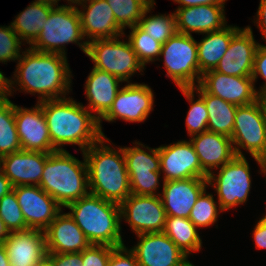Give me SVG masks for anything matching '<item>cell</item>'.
Returning <instances> with one entry per match:
<instances>
[{
	"mask_svg": "<svg viewBox=\"0 0 266 266\" xmlns=\"http://www.w3.org/2000/svg\"><path fill=\"white\" fill-rule=\"evenodd\" d=\"M17 60L10 91L14 85L30 94L38 93V101L65 98L71 87V69L67 57L56 53L38 52L30 47ZM16 83V84H15ZM13 85V86H12ZM63 95V96H62Z\"/></svg>",
	"mask_w": 266,
	"mask_h": 266,
	"instance_id": "cell-1",
	"label": "cell"
},
{
	"mask_svg": "<svg viewBox=\"0 0 266 266\" xmlns=\"http://www.w3.org/2000/svg\"><path fill=\"white\" fill-rule=\"evenodd\" d=\"M39 103L55 150H65L63 145L75 144L84 152L105 136L95 115L73 98L44 100Z\"/></svg>",
	"mask_w": 266,
	"mask_h": 266,
	"instance_id": "cell-2",
	"label": "cell"
},
{
	"mask_svg": "<svg viewBox=\"0 0 266 266\" xmlns=\"http://www.w3.org/2000/svg\"><path fill=\"white\" fill-rule=\"evenodd\" d=\"M109 141L103 136L82 154L88 168L89 193L120 205L131 195L130 179L123 147L113 149L105 143Z\"/></svg>",
	"mask_w": 266,
	"mask_h": 266,
	"instance_id": "cell-3",
	"label": "cell"
},
{
	"mask_svg": "<svg viewBox=\"0 0 266 266\" xmlns=\"http://www.w3.org/2000/svg\"><path fill=\"white\" fill-rule=\"evenodd\" d=\"M66 208L70 209L68 214L83 231L90 244L111 247L124 245L119 204L88 193Z\"/></svg>",
	"mask_w": 266,
	"mask_h": 266,
	"instance_id": "cell-4",
	"label": "cell"
},
{
	"mask_svg": "<svg viewBox=\"0 0 266 266\" xmlns=\"http://www.w3.org/2000/svg\"><path fill=\"white\" fill-rule=\"evenodd\" d=\"M76 159L66 150L51 152L43 168L39 186L58 204L66 208L89 193L85 156Z\"/></svg>",
	"mask_w": 266,
	"mask_h": 266,
	"instance_id": "cell-5",
	"label": "cell"
},
{
	"mask_svg": "<svg viewBox=\"0 0 266 266\" xmlns=\"http://www.w3.org/2000/svg\"><path fill=\"white\" fill-rule=\"evenodd\" d=\"M35 42L29 46L38 52L56 53L66 56L65 44L76 43L86 54L88 40H84L77 6H55L45 21Z\"/></svg>",
	"mask_w": 266,
	"mask_h": 266,
	"instance_id": "cell-6",
	"label": "cell"
},
{
	"mask_svg": "<svg viewBox=\"0 0 266 266\" xmlns=\"http://www.w3.org/2000/svg\"><path fill=\"white\" fill-rule=\"evenodd\" d=\"M160 56L164 58L166 76L179 89L193 88L200 83L197 41L192 35L176 32L162 44Z\"/></svg>",
	"mask_w": 266,
	"mask_h": 266,
	"instance_id": "cell-7",
	"label": "cell"
},
{
	"mask_svg": "<svg viewBox=\"0 0 266 266\" xmlns=\"http://www.w3.org/2000/svg\"><path fill=\"white\" fill-rule=\"evenodd\" d=\"M122 36L114 38L95 39L88 41L86 55L94 62L93 68L118 77L129 83V78L144 66L139 62L129 41L119 40Z\"/></svg>",
	"mask_w": 266,
	"mask_h": 266,
	"instance_id": "cell-8",
	"label": "cell"
},
{
	"mask_svg": "<svg viewBox=\"0 0 266 266\" xmlns=\"http://www.w3.org/2000/svg\"><path fill=\"white\" fill-rule=\"evenodd\" d=\"M231 140L235 155L244 156L241 149H246L262 173V158L266 155V120L259 100L237 107Z\"/></svg>",
	"mask_w": 266,
	"mask_h": 266,
	"instance_id": "cell-9",
	"label": "cell"
},
{
	"mask_svg": "<svg viewBox=\"0 0 266 266\" xmlns=\"http://www.w3.org/2000/svg\"><path fill=\"white\" fill-rule=\"evenodd\" d=\"M208 186L215 189L222 211L244 204L251 189L250 167L245 156H235L230 162L207 177Z\"/></svg>",
	"mask_w": 266,
	"mask_h": 266,
	"instance_id": "cell-10",
	"label": "cell"
},
{
	"mask_svg": "<svg viewBox=\"0 0 266 266\" xmlns=\"http://www.w3.org/2000/svg\"><path fill=\"white\" fill-rule=\"evenodd\" d=\"M120 218L136 234L163 232L166 212L160 195L131 194L120 204Z\"/></svg>",
	"mask_w": 266,
	"mask_h": 266,
	"instance_id": "cell-11",
	"label": "cell"
},
{
	"mask_svg": "<svg viewBox=\"0 0 266 266\" xmlns=\"http://www.w3.org/2000/svg\"><path fill=\"white\" fill-rule=\"evenodd\" d=\"M154 94L147 84L128 83L122 87L109 111L99 120L113 122L122 119L127 122H144L153 110Z\"/></svg>",
	"mask_w": 266,
	"mask_h": 266,
	"instance_id": "cell-12",
	"label": "cell"
},
{
	"mask_svg": "<svg viewBox=\"0 0 266 266\" xmlns=\"http://www.w3.org/2000/svg\"><path fill=\"white\" fill-rule=\"evenodd\" d=\"M134 253L139 266H190L188 256L164 233H143Z\"/></svg>",
	"mask_w": 266,
	"mask_h": 266,
	"instance_id": "cell-13",
	"label": "cell"
},
{
	"mask_svg": "<svg viewBox=\"0 0 266 266\" xmlns=\"http://www.w3.org/2000/svg\"><path fill=\"white\" fill-rule=\"evenodd\" d=\"M162 181H175L187 178H207L191 141L181 140L158 147Z\"/></svg>",
	"mask_w": 266,
	"mask_h": 266,
	"instance_id": "cell-14",
	"label": "cell"
},
{
	"mask_svg": "<svg viewBox=\"0 0 266 266\" xmlns=\"http://www.w3.org/2000/svg\"><path fill=\"white\" fill-rule=\"evenodd\" d=\"M27 227L44 231L63 210L40 186H14Z\"/></svg>",
	"mask_w": 266,
	"mask_h": 266,
	"instance_id": "cell-15",
	"label": "cell"
},
{
	"mask_svg": "<svg viewBox=\"0 0 266 266\" xmlns=\"http://www.w3.org/2000/svg\"><path fill=\"white\" fill-rule=\"evenodd\" d=\"M199 85L207 93L236 106L248 105L258 100L252 77L230 76L210 70L201 76Z\"/></svg>",
	"mask_w": 266,
	"mask_h": 266,
	"instance_id": "cell-16",
	"label": "cell"
},
{
	"mask_svg": "<svg viewBox=\"0 0 266 266\" xmlns=\"http://www.w3.org/2000/svg\"><path fill=\"white\" fill-rule=\"evenodd\" d=\"M15 122L22 150L43 153L56 151L39 102L30 109L15 105Z\"/></svg>",
	"mask_w": 266,
	"mask_h": 266,
	"instance_id": "cell-17",
	"label": "cell"
},
{
	"mask_svg": "<svg viewBox=\"0 0 266 266\" xmlns=\"http://www.w3.org/2000/svg\"><path fill=\"white\" fill-rule=\"evenodd\" d=\"M258 45L250 26L240 28L232 36L228 50L215 71L230 76L251 77Z\"/></svg>",
	"mask_w": 266,
	"mask_h": 266,
	"instance_id": "cell-18",
	"label": "cell"
},
{
	"mask_svg": "<svg viewBox=\"0 0 266 266\" xmlns=\"http://www.w3.org/2000/svg\"><path fill=\"white\" fill-rule=\"evenodd\" d=\"M207 187V178L163 181L160 196L166 216L189 218L196 200Z\"/></svg>",
	"mask_w": 266,
	"mask_h": 266,
	"instance_id": "cell-19",
	"label": "cell"
},
{
	"mask_svg": "<svg viewBox=\"0 0 266 266\" xmlns=\"http://www.w3.org/2000/svg\"><path fill=\"white\" fill-rule=\"evenodd\" d=\"M3 245L10 266H36L48 254L45 233L38 229L10 232Z\"/></svg>",
	"mask_w": 266,
	"mask_h": 266,
	"instance_id": "cell-20",
	"label": "cell"
},
{
	"mask_svg": "<svg viewBox=\"0 0 266 266\" xmlns=\"http://www.w3.org/2000/svg\"><path fill=\"white\" fill-rule=\"evenodd\" d=\"M80 6L83 10L77 9L82 33L90 41L125 35L124 30L116 23L113 10L106 0H89Z\"/></svg>",
	"mask_w": 266,
	"mask_h": 266,
	"instance_id": "cell-21",
	"label": "cell"
},
{
	"mask_svg": "<svg viewBox=\"0 0 266 266\" xmlns=\"http://www.w3.org/2000/svg\"><path fill=\"white\" fill-rule=\"evenodd\" d=\"M50 153L19 150L3 156L2 172L12 186H39Z\"/></svg>",
	"mask_w": 266,
	"mask_h": 266,
	"instance_id": "cell-22",
	"label": "cell"
},
{
	"mask_svg": "<svg viewBox=\"0 0 266 266\" xmlns=\"http://www.w3.org/2000/svg\"><path fill=\"white\" fill-rule=\"evenodd\" d=\"M224 5H199L177 8L175 11L178 33L192 35L219 31L226 25Z\"/></svg>",
	"mask_w": 266,
	"mask_h": 266,
	"instance_id": "cell-23",
	"label": "cell"
},
{
	"mask_svg": "<svg viewBox=\"0 0 266 266\" xmlns=\"http://www.w3.org/2000/svg\"><path fill=\"white\" fill-rule=\"evenodd\" d=\"M56 216L44 230L47 253H80L90 243L68 213Z\"/></svg>",
	"mask_w": 266,
	"mask_h": 266,
	"instance_id": "cell-24",
	"label": "cell"
},
{
	"mask_svg": "<svg viewBox=\"0 0 266 266\" xmlns=\"http://www.w3.org/2000/svg\"><path fill=\"white\" fill-rule=\"evenodd\" d=\"M190 141L202 169L208 175L213 169H219L236 156L231 138L223 134L207 130L191 136Z\"/></svg>",
	"mask_w": 266,
	"mask_h": 266,
	"instance_id": "cell-25",
	"label": "cell"
},
{
	"mask_svg": "<svg viewBox=\"0 0 266 266\" xmlns=\"http://www.w3.org/2000/svg\"><path fill=\"white\" fill-rule=\"evenodd\" d=\"M123 82L118 77L106 71L92 68L85 83V94L89 103L85 106L89 111L95 112V117L100 120L111 108L117 93L119 83Z\"/></svg>",
	"mask_w": 266,
	"mask_h": 266,
	"instance_id": "cell-26",
	"label": "cell"
},
{
	"mask_svg": "<svg viewBox=\"0 0 266 266\" xmlns=\"http://www.w3.org/2000/svg\"><path fill=\"white\" fill-rule=\"evenodd\" d=\"M237 26H225L219 31L205 33V37L197 42L198 64L200 75L215 70L219 61L228 50L232 36L239 30Z\"/></svg>",
	"mask_w": 266,
	"mask_h": 266,
	"instance_id": "cell-27",
	"label": "cell"
},
{
	"mask_svg": "<svg viewBox=\"0 0 266 266\" xmlns=\"http://www.w3.org/2000/svg\"><path fill=\"white\" fill-rule=\"evenodd\" d=\"M204 100L208 111L207 130L231 138L237 107L207 93L199 84L192 88Z\"/></svg>",
	"mask_w": 266,
	"mask_h": 266,
	"instance_id": "cell-28",
	"label": "cell"
},
{
	"mask_svg": "<svg viewBox=\"0 0 266 266\" xmlns=\"http://www.w3.org/2000/svg\"><path fill=\"white\" fill-rule=\"evenodd\" d=\"M54 7L48 3L33 1L15 17L11 26L21 41L25 40L30 46L35 42Z\"/></svg>",
	"mask_w": 266,
	"mask_h": 266,
	"instance_id": "cell-29",
	"label": "cell"
},
{
	"mask_svg": "<svg viewBox=\"0 0 266 266\" xmlns=\"http://www.w3.org/2000/svg\"><path fill=\"white\" fill-rule=\"evenodd\" d=\"M134 147H124V158L129 177L161 176L158 148H150L140 142ZM139 145V146H138ZM146 148L150 153L140 148Z\"/></svg>",
	"mask_w": 266,
	"mask_h": 266,
	"instance_id": "cell-30",
	"label": "cell"
},
{
	"mask_svg": "<svg viewBox=\"0 0 266 266\" xmlns=\"http://www.w3.org/2000/svg\"><path fill=\"white\" fill-rule=\"evenodd\" d=\"M163 232L187 256L191 252L200 251L202 248V240L197 227L189 218L166 216Z\"/></svg>",
	"mask_w": 266,
	"mask_h": 266,
	"instance_id": "cell-31",
	"label": "cell"
},
{
	"mask_svg": "<svg viewBox=\"0 0 266 266\" xmlns=\"http://www.w3.org/2000/svg\"><path fill=\"white\" fill-rule=\"evenodd\" d=\"M21 149L15 122V104L9 99L0 101V155L6 156Z\"/></svg>",
	"mask_w": 266,
	"mask_h": 266,
	"instance_id": "cell-32",
	"label": "cell"
},
{
	"mask_svg": "<svg viewBox=\"0 0 266 266\" xmlns=\"http://www.w3.org/2000/svg\"><path fill=\"white\" fill-rule=\"evenodd\" d=\"M154 4L155 1H153L144 11L138 26L146 32L147 35L152 36L154 40L164 44L177 32L176 17L174 13L168 15L157 14L146 17L147 13L153 9Z\"/></svg>",
	"mask_w": 266,
	"mask_h": 266,
	"instance_id": "cell-33",
	"label": "cell"
},
{
	"mask_svg": "<svg viewBox=\"0 0 266 266\" xmlns=\"http://www.w3.org/2000/svg\"><path fill=\"white\" fill-rule=\"evenodd\" d=\"M113 10L116 23L124 30L139 25L144 11L154 0H106Z\"/></svg>",
	"mask_w": 266,
	"mask_h": 266,
	"instance_id": "cell-34",
	"label": "cell"
},
{
	"mask_svg": "<svg viewBox=\"0 0 266 266\" xmlns=\"http://www.w3.org/2000/svg\"><path fill=\"white\" fill-rule=\"evenodd\" d=\"M128 35L133 51L136 53L139 62L144 66L149 62L157 61L161 54L162 43L147 35L138 25L130 27ZM158 57V58H157Z\"/></svg>",
	"mask_w": 266,
	"mask_h": 266,
	"instance_id": "cell-35",
	"label": "cell"
},
{
	"mask_svg": "<svg viewBox=\"0 0 266 266\" xmlns=\"http://www.w3.org/2000/svg\"><path fill=\"white\" fill-rule=\"evenodd\" d=\"M180 91L191 105L185 120L188 135L191 137L207 131L208 111L204 100L198 95V99L194 101L195 92L192 88L180 89Z\"/></svg>",
	"mask_w": 266,
	"mask_h": 266,
	"instance_id": "cell-36",
	"label": "cell"
},
{
	"mask_svg": "<svg viewBox=\"0 0 266 266\" xmlns=\"http://www.w3.org/2000/svg\"><path fill=\"white\" fill-rule=\"evenodd\" d=\"M214 200L213 195L206 194V189L196 200L191 213L189 215L190 221L197 227H209L213 225L218 218L219 212H223ZM218 207V209H217ZM219 210V211H218Z\"/></svg>",
	"mask_w": 266,
	"mask_h": 266,
	"instance_id": "cell-37",
	"label": "cell"
},
{
	"mask_svg": "<svg viewBox=\"0 0 266 266\" xmlns=\"http://www.w3.org/2000/svg\"><path fill=\"white\" fill-rule=\"evenodd\" d=\"M0 218L3 220L9 232L29 229L14 190L10 191L0 199Z\"/></svg>",
	"mask_w": 266,
	"mask_h": 266,
	"instance_id": "cell-38",
	"label": "cell"
},
{
	"mask_svg": "<svg viewBox=\"0 0 266 266\" xmlns=\"http://www.w3.org/2000/svg\"><path fill=\"white\" fill-rule=\"evenodd\" d=\"M22 41L17 33L13 30L11 24L7 27L0 26V62L18 60Z\"/></svg>",
	"mask_w": 266,
	"mask_h": 266,
	"instance_id": "cell-39",
	"label": "cell"
},
{
	"mask_svg": "<svg viewBox=\"0 0 266 266\" xmlns=\"http://www.w3.org/2000/svg\"><path fill=\"white\" fill-rule=\"evenodd\" d=\"M115 247L90 244L82 251V266H107Z\"/></svg>",
	"mask_w": 266,
	"mask_h": 266,
	"instance_id": "cell-40",
	"label": "cell"
},
{
	"mask_svg": "<svg viewBox=\"0 0 266 266\" xmlns=\"http://www.w3.org/2000/svg\"><path fill=\"white\" fill-rule=\"evenodd\" d=\"M159 176L129 177L131 194L156 196ZM156 192V193H155Z\"/></svg>",
	"mask_w": 266,
	"mask_h": 266,
	"instance_id": "cell-41",
	"label": "cell"
},
{
	"mask_svg": "<svg viewBox=\"0 0 266 266\" xmlns=\"http://www.w3.org/2000/svg\"><path fill=\"white\" fill-rule=\"evenodd\" d=\"M258 75L262 76L265 80V83L260 87L257 91V94H263L266 92V45L259 44L255 56H254V66H253V73L252 79L256 82Z\"/></svg>",
	"mask_w": 266,
	"mask_h": 266,
	"instance_id": "cell-42",
	"label": "cell"
},
{
	"mask_svg": "<svg viewBox=\"0 0 266 266\" xmlns=\"http://www.w3.org/2000/svg\"><path fill=\"white\" fill-rule=\"evenodd\" d=\"M107 266H139L134 253L125 245L115 247L110 255Z\"/></svg>",
	"mask_w": 266,
	"mask_h": 266,
	"instance_id": "cell-43",
	"label": "cell"
},
{
	"mask_svg": "<svg viewBox=\"0 0 266 266\" xmlns=\"http://www.w3.org/2000/svg\"><path fill=\"white\" fill-rule=\"evenodd\" d=\"M54 266H82V252L80 253H48Z\"/></svg>",
	"mask_w": 266,
	"mask_h": 266,
	"instance_id": "cell-44",
	"label": "cell"
},
{
	"mask_svg": "<svg viewBox=\"0 0 266 266\" xmlns=\"http://www.w3.org/2000/svg\"><path fill=\"white\" fill-rule=\"evenodd\" d=\"M252 235L256 248L266 249V223L259 220Z\"/></svg>",
	"mask_w": 266,
	"mask_h": 266,
	"instance_id": "cell-45",
	"label": "cell"
},
{
	"mask_svg": "<svg viewBox=\"0 0 266 266\" xmlns=\"http://www.w3.org/2000/svg\"><path fill=\"white\" fill-rule=\"evenodd\" d=\"M256 17L257 19L254 23H257V27L261 32L262 38H264L266 42V0H260Z\"/></svg>",
	"mask_w": 266,
	"mask_h": 266,
	"instance_id": "cell-46",
	"label": "cell"
},
{
	"mask_svg": "<svg viewBox=\"0 0 266 266\" xmlns=\"http://www.w3.org/2000/svg\"><path fill=\"white\" fill-rule=\"evenodd\" d=\"M174 2L180 4L178 8H185L191 6L199 5H225L227 0H173Z\"/></svg>",
	"mask_w": 266,
	"mask_h": 266,
	"instance_id": "cell-47",
	"label": "cell"
},
{
	"mask_svg": "<svg viewBox=\"0 0 266 266\" xmlns=\"http://www.w3.org/2000/svg\"><path fill=\"white\" fill-rule=\"evenodd\" d=\"M8 96H11L10 79L0 71V101L9 99Z\"/></svg>",
	"mask_w": 266,
	"mask_h": 266,
	"instance_id": "cell-48",
	"label": "cell"
},
{
	"mask_svg": "<svg viewBox=\"0 0 266 266\" xmlns=\"http://www.w3.org/2000/svg\"><path fill=\"white\" fill-rule=\"evenodd\" d=\"M13 190V186L10 180L4 175L3 172L0 173V199Z\"/></svg>",
	"mask_w": 266,
	"mask_h": 266,
	"instance_id": "cell-49",
	"label": "cell"
},
{
	"mask_svg": "<svg viewBox=\"0 0 266 266\" xmlns=\"http://www.w3.org/2000/svg\"><path fill=\"white\" fill-rule=\"evenodd\" d=\"M0 266H10L7 252L3 244H0Z\"/></svg>",
	"mask_w": 266,
	"mask_h": 266,
	"instance_id": "cell-50",
	"label": "cell"
},
{
	"mask_svg": "<svg viewBox=\"0 0 266 266\" xmlns=\"http://www.w3.org/2000/svg\"><path fill=\"white\" fill-rule=\"evenodd\" d=\"M9 230L6 228L3 220L0 218V244H3L5 239L9 236Z\"/></svg>",
	"mask_w": 266,
	"mask_h": 266,
	"instance_id": "cell-51",
	"label": "cell"
},
{
	"mask_svg": "<svg viewBox=\"0 0 266 266\" xmlns=\"http://www.w3.org/2000/svg\"><path fill=\"white\" fill-rule=\"evenodd\" d=\"M258 100L261 103V106L263 108L264 115H265V120H266V92L263 93V94H259L258 95Z\"/></svg>",
	"mask_w": 266,
	"mask_h": 266,
	"instance_id": "cell-52",
	"label": "cell"
},
{
	"mask_svg": "<svg viewBox=\"0 0 266 266\" xmlns=\"http://www.w3.org/2000/svg\"><path fill=\"white\" fill-rule=\"evenodd\" d=\"M36 266H54L53 261L46 256L41 262H38Z\"/></svg>",
	"mask_w": 266,
	"mask_h": 266,
	"instance_id": "cell-53",
	"label": "cell"
},
{
	"mask_svg": "<svg viewBox=\"0 0 266 266\" xmlns=\"http://www.w3.org/2000/svg\"><path fill=\"white\" fill-rule=\"evenodd\" d=\"M35 1L43 2V3H48V4H51L53 6H58L57 3L60 0H35Z\"/></svg>",
	"mask_w": 266,
	"mask_h": 266,
	"instance_id": "cell-54",
	"label": "cell"
},
{
	"mask_svg": "<svg viewBox=\"0 0 266 266\" xmlns=\"http://www.w3.org/2000/svg\"><path fill=\"white\" fill-rule=\"evenodd\" d=\"M68 1V3L70 4V6H71V4H74V5H80V4H82V3H85V2H88L89 0H67Z\"/></svg>",
	"mask_w": 266,
	"mask_h": 266,
	"instance_id": "cell-55",
	"label": "cell"
},
{
	"mask_svg": "<svg viewBox=\"0 0 266 266\" xmlns=\"http://www.w3.org/2000/svg\"><path fill=\"white\" fill-rule=\"evenodd\" d=\"M263 174L266 175V155L262 158Z\"/></svg>",
	"mask_w": 266,
	"mask_h": 266,
	"instance_id": "cell-56",
	"label": "cell"
},
{
	"mask_svg": "<svg viewBox=\"0 0 266 266\" xmlns=\"http://www.w3.org/2000/svg\"><path fill=\"white\" fill-rule=\"evenodd\" d=\"M2 168H3V156L0 155V173L2 172Z\"/></svg>",
	"mask_w": 266,
	"mask_h": 266,
	"instance_id": "cell-57",
	"label": "cell"
},
{
	"mask_svg": "<svg viewBox=\"0 0 266 266\" xmlns=\"http://www.w3.org/2000/svg\"><path fill=\"white\" fill-rule=\"evenodd\" d=\"M260 220L266 223V214Z\"/></svg>",
	"mask_w": 266,
	"mask_h": 266,
	"instance_id": "cell-58",
	"label": "cell"
}]
</instances>
